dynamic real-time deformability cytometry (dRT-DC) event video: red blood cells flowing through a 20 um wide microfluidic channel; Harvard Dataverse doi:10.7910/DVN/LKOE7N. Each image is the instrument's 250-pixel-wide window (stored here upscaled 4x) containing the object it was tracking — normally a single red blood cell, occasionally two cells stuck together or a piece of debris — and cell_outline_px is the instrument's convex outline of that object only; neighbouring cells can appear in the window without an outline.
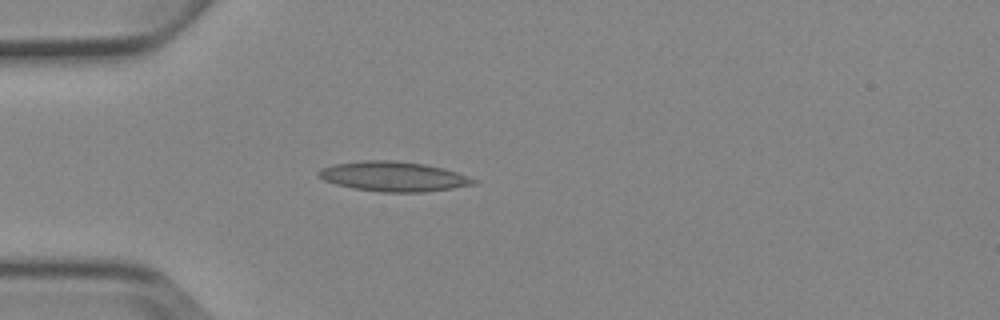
{"species": "Egyptian fruit bat (a non-hibernating species)", "species_latin": "Rousettus aegyptiacus", "temperature_condition": "cold", "stored_images_in_passage": 3, "camera_frame_rate_fps": 3000, "um_per_image_px": 0.085, "animal": {"sex": "female"}, "frame": {"image": 1, "passage_image": 3, "time_ms": 3.0, "image_size_px": [1000, 320], "cell_outline_px": [[476, 184], [452, 188], [424, 192], [380, 192], [352, 188], [336, 184], [324, 180], [316, 172], [320, 168], [336, 164], [364, 160], [396, 160], [424, 164], [444, 168], [456, 172], [476, 180]], "centroid_in_image_um": [33.43, 15.0], "position_along_channel_um": 51.6, "area_um2": 26.82}}